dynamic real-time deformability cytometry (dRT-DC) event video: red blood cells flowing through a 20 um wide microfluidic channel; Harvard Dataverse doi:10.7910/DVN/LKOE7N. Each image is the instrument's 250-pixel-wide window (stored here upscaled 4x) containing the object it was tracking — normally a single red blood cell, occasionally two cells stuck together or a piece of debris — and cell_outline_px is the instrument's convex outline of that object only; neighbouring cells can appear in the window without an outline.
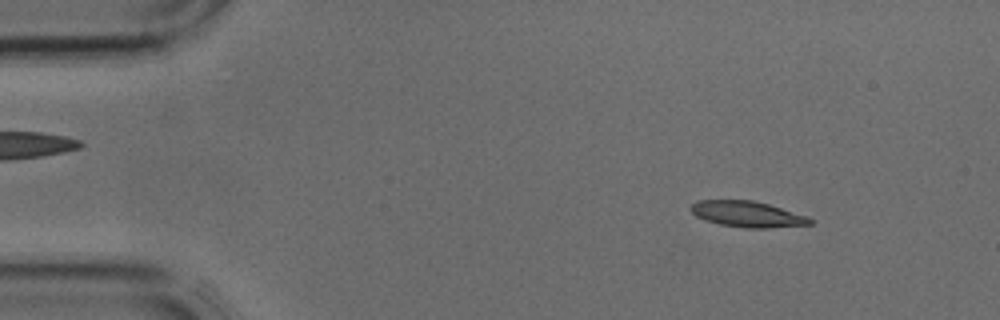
{"species": "common noctule bat (a hibernating species)", "species_latin": "Nyctalus noctula", "temperature_condition": "cold", "stored_images_in_passage": 3, "camera_frame_rate_fps": 3000, "um_per_image_px": 0.085, "animal": {"sex": "male", "body_mass_g": 17.9, "forearm_length_mm": 54.2}, "frame": {"image": 1, "passage_image": 1, "time_ms": 0.0, "image_size_px": [1000, 320], "cell_outline_px": [[816, 220], [812, 224], [768, 228], [744, 228], [720, 224], [704, 220], [696, 216], [688, 208], [696, 200], [752, 200], [768, 204], [808, 216]], "centroid_in_image_um": [63.53, 18.2], "position_along_channel_um": 21.5, "area_um2": 18.15}}
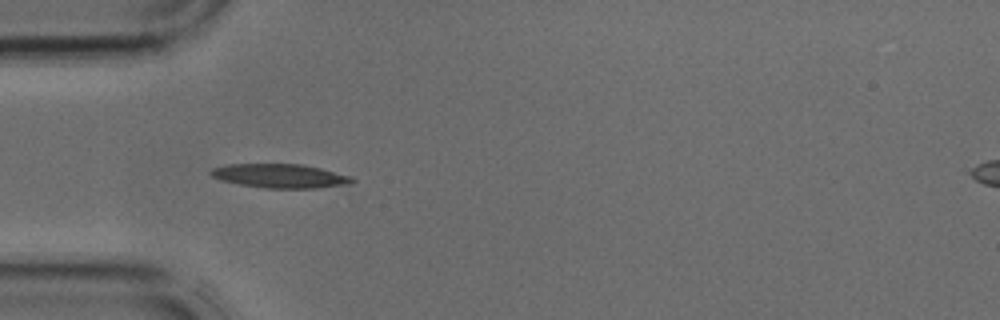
{"frame": {"image": 2, "passage_image": 3, "time_ms": 0.667, "image_size_px": [1000, 320], "cell_outline_px": [[356, 180], [352, 184], [316, 188], [264, 188], [240, 184], [220, 180], [212, 176], [208, 172], [212, 168], [228, 164], [300, 164], [320, 168], [352, 176]], "centroid_in_image_um": [23.83, 14.95], "position_along_channel_um": 61.2, "area_um2": 19.83}}